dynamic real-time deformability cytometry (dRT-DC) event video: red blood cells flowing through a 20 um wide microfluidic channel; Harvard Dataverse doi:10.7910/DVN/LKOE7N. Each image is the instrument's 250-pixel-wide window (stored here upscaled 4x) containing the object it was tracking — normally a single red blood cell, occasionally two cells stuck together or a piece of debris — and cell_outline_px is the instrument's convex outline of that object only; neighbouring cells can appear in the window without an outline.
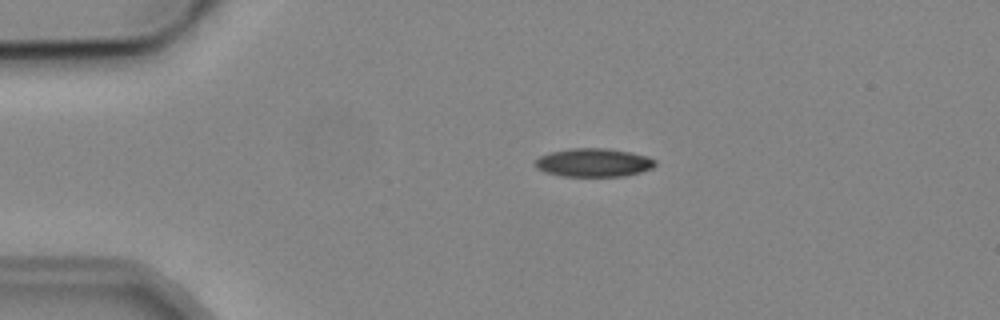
{"species": "common noctule bat (a hibernating species)", "species_latin": "Nyctalus noctula", "temperature_condition": "cold", "stored_images_in_passage": 4, "camera_frame_rate_fps": 3000, "um_per_image_px": 0.085, "animal": {"sex": "male", "body_mass_g": 19.2, "forearm_length_mm": 51.8}, "frame": {"image": 1, "passage_image": 3, "time_ms": 2.333, "image_size_px": [1000, 320], "cell_outline_px": [[656, 164], [652, 168], [640, 172], [624, 176], [560, 176], [544, 172], [536, 168], [532, 164], [540, 156], [552, 152], [572, 148], [604, 148], [628, 152], [648, 156], [656, 160]], "centroid_in_image_um": [50.43, 13.83], "position_along_channel_um": 34.6, "area_um2": 19.88}}